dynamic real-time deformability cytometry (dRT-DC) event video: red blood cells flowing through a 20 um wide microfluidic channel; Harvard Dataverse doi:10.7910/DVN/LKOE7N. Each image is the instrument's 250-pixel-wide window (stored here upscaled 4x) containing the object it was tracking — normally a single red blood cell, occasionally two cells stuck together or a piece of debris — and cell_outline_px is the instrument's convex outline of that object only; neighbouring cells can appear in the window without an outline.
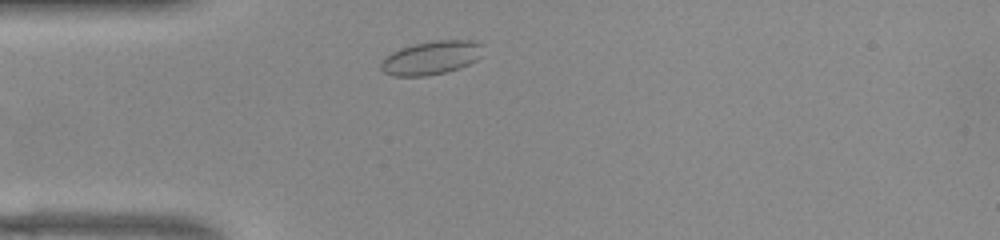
{"species": "common noctule bat (a hibernating species)", "species_latin": "Nyctalus noctula", "temperature_condition": "warm", "stored_images_in_passage": 42, "camera_frame_rate_fps": 3000, "um_per_image_px": 0.085, "animal": {"sex": "female", "body_mass_g": 22.0, "forearm_length_mm": 56.7}, "frame": {"image": 1, "passage_image": 3, "time_ms": 0.667, "image_size_px": [1000, 240], "cell_outline_px": [[484, 44], [480, 56], [476, 60], [460, 68], [444, 72], [424, 76], [392, 76], [384, 72], [380, 68], [380, 60], [384, 56], [400, 48], [416, 44], [436, 40], [472, 40]], "centroid_in_image_um": [36.63, 4.91], "position_along_channel_um": 48.4, "area_um2": 20.06}}
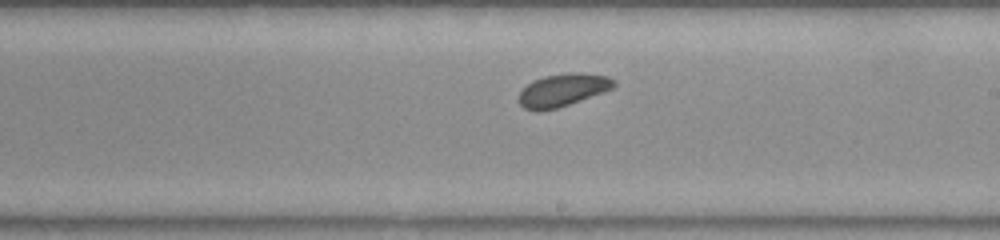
{"frame": {"image": 2, "passage_image": 19, "time_ms": 6.0, "image_size_px": [1000, 240], "cell_outline_px": [[616, 84], [612, 88], [604, 92], [556, 108], [536, 112], [524, 108], [520, 104], [520, 92], [532, 80], [544, 76], [576, 72], [580, 72], [608, 76], [616, 80]], "centroid_in_image_um": [47.85, 7.65], "position_along_channel_um": 241.2, "area_um2": 17.98}}
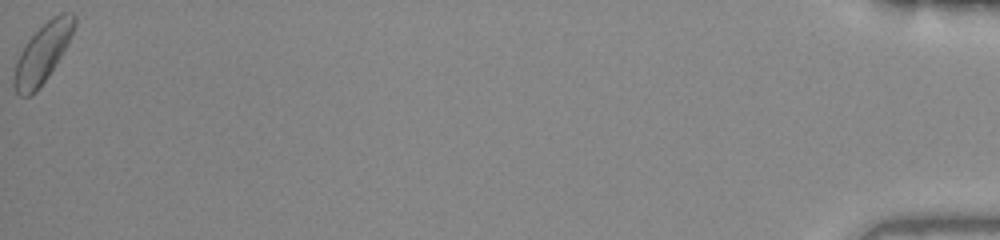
{"frame": {"image": 3, "passage_image": 42, "time_ms": 13.667, "image_size_px": [1000, 240], "cell_outline_px": [[76, 24], [60, 56], [48, 76], [28, 96], [20, 96], [16, 92], [12, 84], [12, 76], [16, 60], [24, 44], [52, 16], [60, 12], [72, 12], [76, 16]], "centroid_in_image_um": [3.58, 4.49], "position_along_channel_um": 431.6, "area_um2": 20.29}}